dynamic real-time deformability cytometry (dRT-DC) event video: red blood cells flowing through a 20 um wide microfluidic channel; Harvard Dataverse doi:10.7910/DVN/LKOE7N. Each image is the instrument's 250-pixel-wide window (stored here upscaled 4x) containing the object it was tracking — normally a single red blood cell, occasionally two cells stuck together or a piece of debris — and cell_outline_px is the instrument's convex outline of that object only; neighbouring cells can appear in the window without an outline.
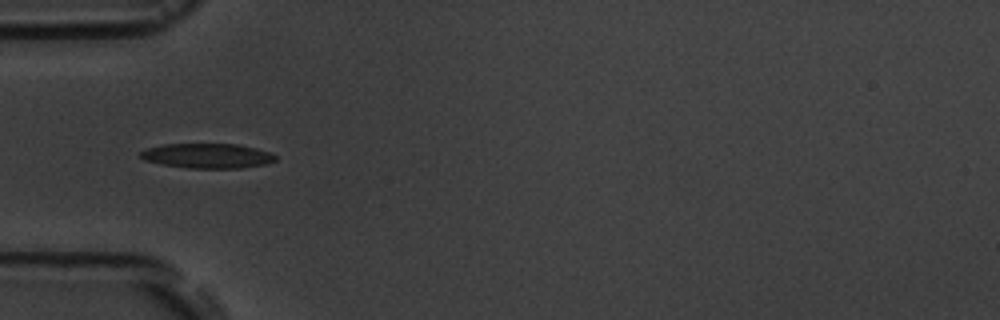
{"species": "common noctule bat (a hibernating species)", "species_latin": "Nyctalus noctula", "temperature_condition": "room temperature", "stored_images_in_passage": 7, "camera_frame_rate_fps": 3000, "um_per_image_px": 0.085, "animal": {"sex": "male", "body_mass_g": 19.5, "forearm_length_mm": 54.6}, "frame": {"image": 1, "passage_image": 5, "time_ms": 5.667, "image_size_px": [1000, 320], "cell_outline_px": [[276, 160], [268, 164], [240, 168], [188, 168], [160, 164], [144, 160], [140, 156], [140, 152], [148, 148], [164, 144], [236, 144], [256, 148], [272, 152], [276, 156]], "centroid_in_image_um": [17.66, 13.25], "position_along_channel_um": 67.3, "area_um2": 19.59}}
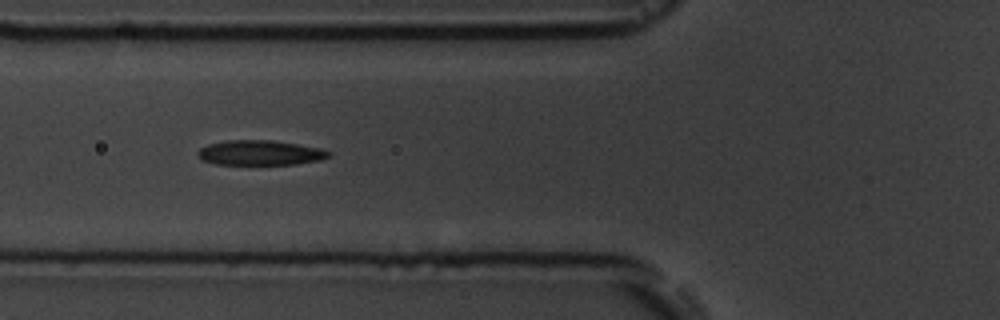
{"frame": {"image": 2, "passage_image": 6, "time_ms": 6.667, "image_size_px": [1000, 320], "cell_outline_px": [[332, 152], [328, 156], [320, 160], [296, 164], [216, 164], [204, 160], [196, 152], [200, 148], [208, 144], [224, 140], [272, 140], [320, 148]], "centroid_in_image_um": [22.1, 12.98], "position_along_channel_um": 103.7, "area_um2": 18.84}}
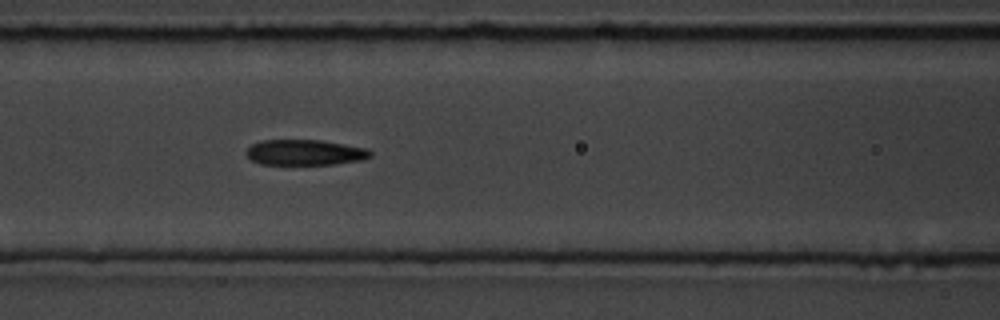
{"frame": {"image": 3, "passage_image": 7, "time_ms": 7.667, "image_size_px": [1000, 320], "cell_outline_px": [[372, 156], [360, 160], [332, 164], [260, 164], [252, 160], [244, 152], [252, 144], [260, 140], [320, 140], [368, 148], [372, 152]], "centroid_in_image_um": [25.91, 12.95], "position_along_channel_um": 140.7, "area_um2": 18.44}}